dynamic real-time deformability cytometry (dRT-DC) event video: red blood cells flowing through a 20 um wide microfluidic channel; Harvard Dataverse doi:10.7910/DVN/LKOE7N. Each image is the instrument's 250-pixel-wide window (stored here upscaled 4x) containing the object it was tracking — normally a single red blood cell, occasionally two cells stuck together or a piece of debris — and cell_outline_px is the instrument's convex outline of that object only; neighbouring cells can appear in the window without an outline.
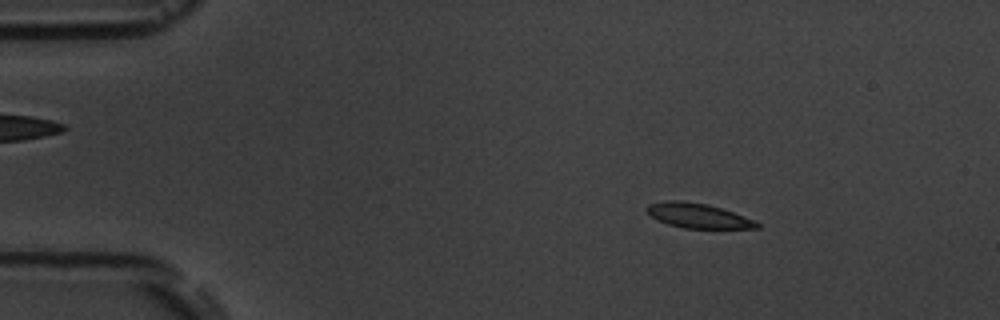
{"species": "common noctule bat (a hibernating species)", "species_latin": "Nyctalus noctula", "temperature_condition": "room temperature", "stored_images_in_passage": 4, "camera_frame_rate_fps": 3000, "um_per_image_px": 0.085, "animal": {"sex": "male", "body_mass_g": 19.5, "forearm_length_mm": 54.6}, "frame": {"image": 1, "passage_image": 1, "time_ms": 0.0, "image_size_px": [1000, 320], "cell_outline_px": [[760, 228], [684, 228], [668, 224], [656, 220], [644, 208], [648, 204], [664, 200], [680, 200], [708, 204], [756, 220], [760, 224]], "centroid_in_image_um": [59.3, 18.32], "position_along_channel_um": 25.7, "area_um2": 15.9}}
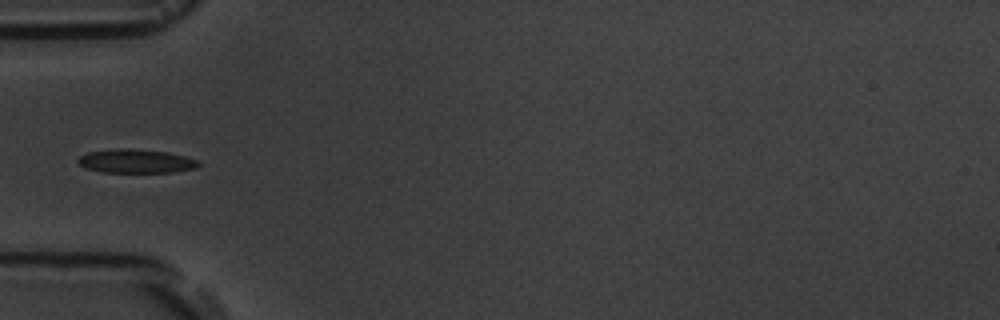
{"frame": {"image": 2, "passage_image": 4, "time_ms": 3.333, "image_size_px": [1000, 320], "cell_outline_px": [[200, 164], [196, 168], [172, 172], [100, 172], [84, 168], [76, 160], [80, 156], [88, 152], [116, 148], [128, 148], [168, 152], [200, 160]], "centroid_in_image_um": [11.55, 13.69], "position_along_channel_um": 73.5, "area_um2": 16.82}}